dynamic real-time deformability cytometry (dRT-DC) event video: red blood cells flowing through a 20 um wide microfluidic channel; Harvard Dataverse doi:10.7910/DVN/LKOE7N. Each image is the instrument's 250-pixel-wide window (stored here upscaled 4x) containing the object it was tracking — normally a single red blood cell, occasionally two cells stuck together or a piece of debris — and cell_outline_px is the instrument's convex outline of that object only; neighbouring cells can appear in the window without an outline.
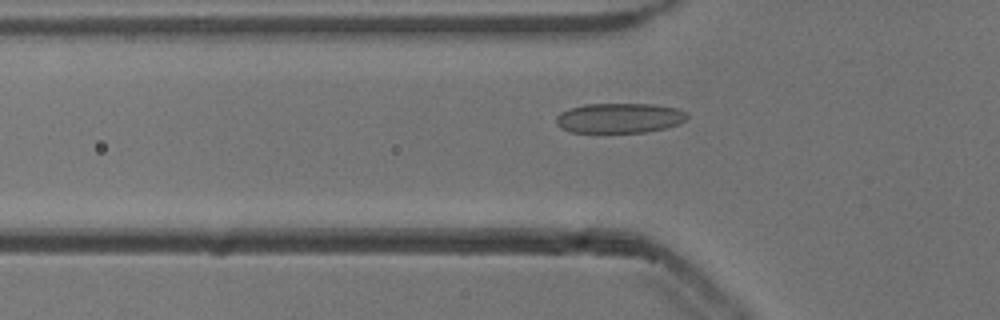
{"species": "common noctule bat (a hibernating species)", "species_latin": "Nyctalus noctula", "temperature_condition": "cold", "stored_images_in_passage": 38, "camera_frame_rate_fps": 3000, "um_per_image_px": 0.085, "animal": {"sex": "male", "body_mass_g": 13.3}, "frame": {"image": 1, "passage_image": 2, "time_ms": 0.333, "image_size_px": [1000, 320], "cell_outline_px": [[688, 116], [680, 124], [664, 128], [644, 132], [572, 132], [560, 128], [556, 124], [556, 116], [560, 112], [568, 108], [584, 104], [656, 104], [676, 108], [688, 112]], "centroid_in_image_um": [52.64, 10.02], "position_along_channel_um": 73.2, "area_um2": 23.0}}
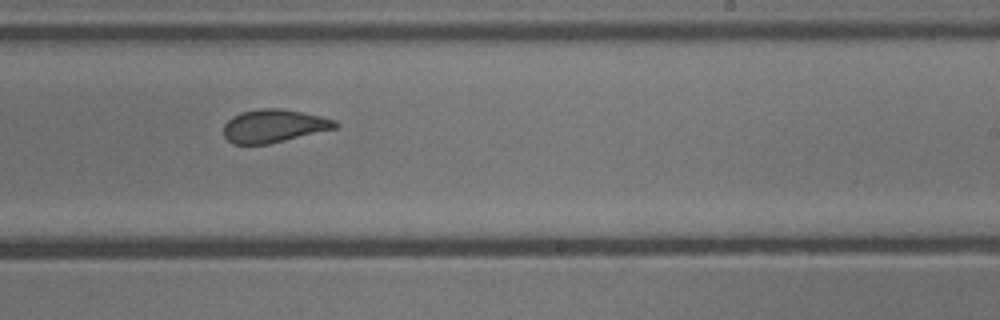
{"frame": {"image": 2, "passage_image": 17, "time_ms": 5.333, "image_size_px": [1000, 320], "cell_outline_px": [[340, 124], [336, 128], [268, 144], [232, 144], [224, 136], [224, 124], [232, 116], [240, 112], [260, 108], [280, 108], [304, 112], [336, 120]], "centroid_in_image_um": [23.27, 10.69], "position_along_channel_um": 265.7, "area_um2": 21.56}}
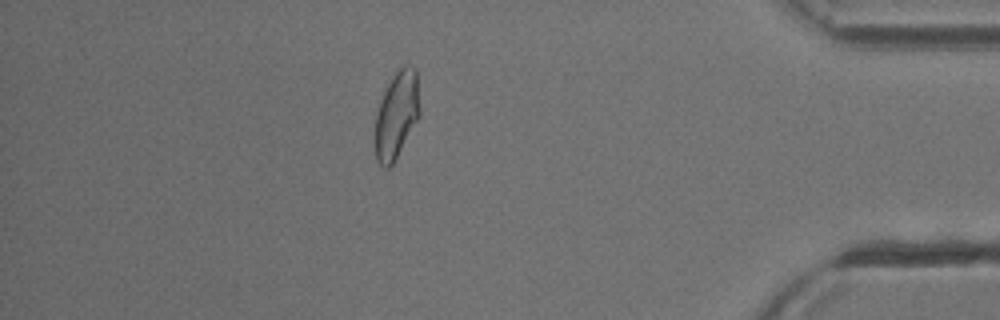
{"frame": {"image": 3, "passage_image": 31, "time_ms": 10.0, "image_size_px": [1000, 320], "cell_outline_px": [[420, 116], [392, 164], [388, 168], [384, 168], [376, 160], [376, 112], [380, 100], [392, 76], [404, 64], [408, 64], [416, 68], [420, 108]], "centroid_in_image_um": [33.73, 9.73], "position_along_channel_um": 401.5, "area_um2": 22.48}, "authors_computed_cell_mechanics": {"area_um2": 22.542, "velocity_mm_per_s": 3.833, "shape_relaxation_time_tau1_ms": 10.3169, "shape_relaxation_time_tau2_ms": 1.0199, "deformation_change_tau1": 0.1926, "deformation_change_tau2": 0.0823}}